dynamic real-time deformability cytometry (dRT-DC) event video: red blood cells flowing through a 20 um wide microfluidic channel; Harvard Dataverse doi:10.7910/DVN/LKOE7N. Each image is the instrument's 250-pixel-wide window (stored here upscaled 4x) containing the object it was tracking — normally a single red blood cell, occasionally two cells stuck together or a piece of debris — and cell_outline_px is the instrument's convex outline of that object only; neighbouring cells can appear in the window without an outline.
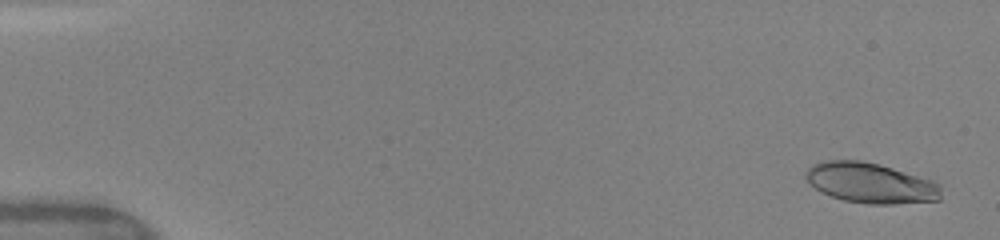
{"species": "human", "species_latin": "Homo sapiens", "temperature_condition": "warm", "stored_images_in_passage": 41, "camera_frame_rate_fps": 3000, "um_per_image_px": 0.085, "donor": {"sex": "female"}, "frame": {"image": 1, "passage_image": 2, "time_ms": 0.333, "image_size_px": [1000, 240], "cell_outline_px": [[940, 200], [896, 204], [868, 204], [844, 200], [820, 192], [808, 184], [804, 172], [812, 164], [824, 160], [860, 160], [880, 164], [932, 180], [940, 184]], "centroid_in_image_um": [73.96, 15.55], "position_along_channel_um": 11.0, "area_um2": 32.02}}
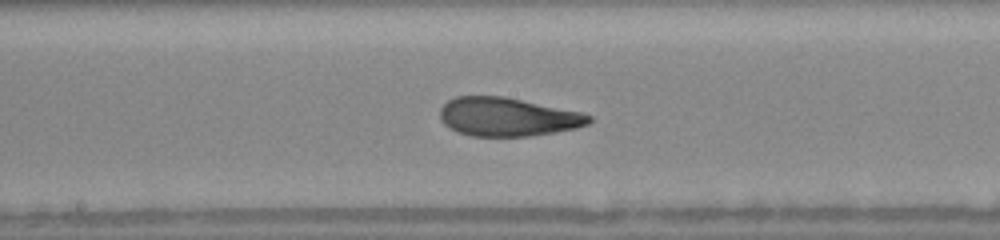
{"frame": {"image": 2, "passage_image": 24, "time_ms": 8.667, "image_size_px": [1000, 240], "cell_outline_px": [[592, 120], [588, 124], [576, 128], [556, 132], [528, 136], [472, 136], [448, 128], [440, 120], [440, 108], [448, 100], [456, 96], [504, 96], [584, 112], [592, 116]], "centroid_in_image_um": [43.16, 9.93], "position_along_channel_um": 205.0, "area_um2": 33.76}}
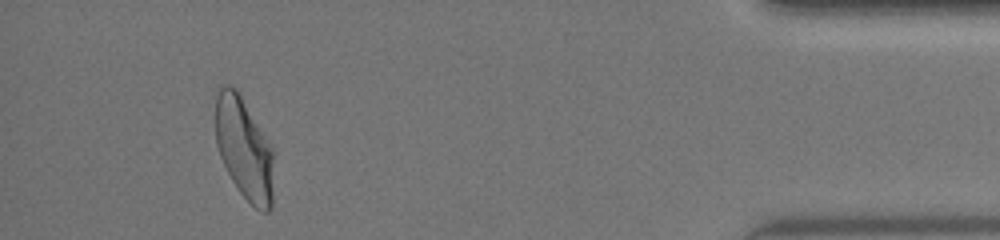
{"frame": {"image": 3, "passage_image": 38, "time_ms": 15.0, "image_size_px": [1000, 240], "cell_outline_px": [[272, 208], [268, 212], [260, 212], [240, 192], [232, 180], [220, 156], [216, 144], [216, 96], [220, 88], [224, 84], [228, 84], [236, 88], [272, 148]], "centroid_in_image_um": [20.73, 12.63], "position_along_channel_um": 414.5, "area_um2": 33.93}, "authors_computed_cell_mechanics": {"area_um2": 33.5818, "velocity_mm_per_s": 4.1567, "shape_relaxation_time_tau1_ms": 5.0325, "shape_relaxation_time_tau2_ms": 1.1626, "deformation_change_tau1": 0.2255, "deformation_change_tau2": 0.0867}}